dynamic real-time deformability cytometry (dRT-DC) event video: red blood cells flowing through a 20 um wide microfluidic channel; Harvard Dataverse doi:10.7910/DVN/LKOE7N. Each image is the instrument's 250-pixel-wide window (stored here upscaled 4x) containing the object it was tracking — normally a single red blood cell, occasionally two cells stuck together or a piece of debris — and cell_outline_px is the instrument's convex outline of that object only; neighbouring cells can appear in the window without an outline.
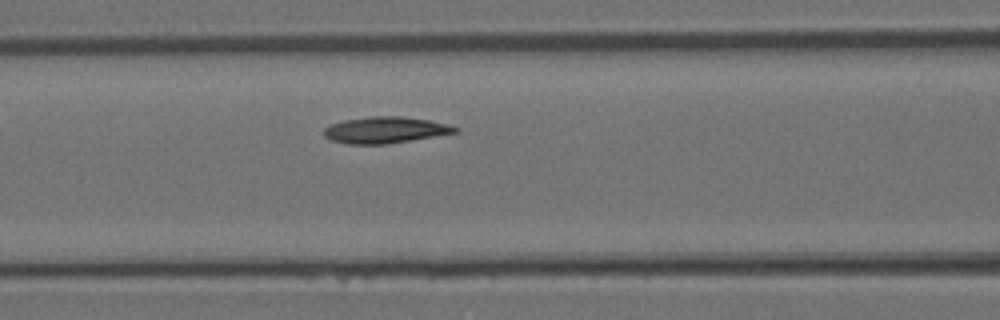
{"species": "Egyptian fruit bat (a non-hibernating species)", "species_latin": "Rousettus aegyptiacus", "temperature_condition": "room temperature", "stored_images_in_passage": 4, "camera_frame_rate_fps": 3000, "um_per_image_px": 0.085, "animal": {"sex": "female"}, "frame": {"image": 1, "passage_image": 4, "time_ms": 1.0, "image_size_px": [1000, 320], "cell_outline_px": [[460, 132], [384, 144], [348, 144], [328, 140], [324, 136], [324, 128], [328, 124], [344, 120], [372, 116], [404, 116], [428, 120], [448, 124], [460, 128]], "centroid_in_image_um": [32.72, 11.04], "position_along_channel_um": 133.9, "area_um2": 20.29}}